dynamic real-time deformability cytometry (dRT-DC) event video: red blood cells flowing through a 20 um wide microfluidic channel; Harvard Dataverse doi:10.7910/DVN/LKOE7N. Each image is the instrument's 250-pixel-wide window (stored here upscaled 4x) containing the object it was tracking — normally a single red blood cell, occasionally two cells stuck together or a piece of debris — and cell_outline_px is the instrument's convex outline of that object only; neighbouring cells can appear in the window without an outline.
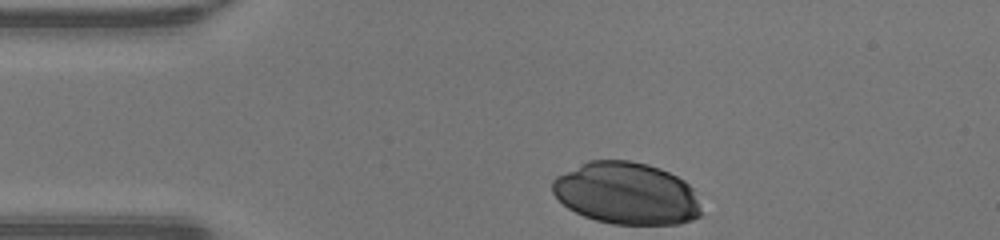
{"species": "human", "species_latin": "Homo sapiens", "temperature_condition": "warm", "stored_images_in_passage": 30, "camera_frame_rate_fps": 3000, "um_per_image_px": 0.085, "donor": {"sex": "male"}, "frame": {"image": 1, "passage_image": 1, "time_ms": 0.0, "image_size_px": [1000, 240], "cell_outline_px": [[700, 216], [692, 220], [680, 224], [612, 224], [596, 220], [584, 216], [568, 208], [552, 192], [552, 180], [556, 176], [588, 160], [632, 160], [648, 164], [660, 168], [684, 180], [692, 188], [700, 212]], "centroid_in_image_um": [53.22, 16.43], "position_along_channel_um": 31.8, "area_um2": 53.75}}
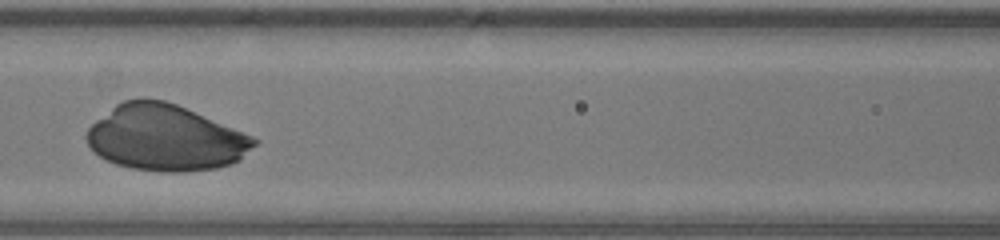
{"frame": {"image": 2, "passage_image": 13, "time_ms": 4.0, "image_size_px": [1000, 240], "cell_outline_px": [[260, 140], [240, 160], [216, 168], [184, 172], [164, 172], [132, 168], [116, 164], [104, 160], [88, 144], [84, 136], [88, 128], [96, 120], [116, 104], [124, 100], [164, 100], [176, 104], [252, 136]], "centroid_in_image_um": [14.05, 11.74], "position_along_channel_um": 152.6, "area_um2": 63.75}}
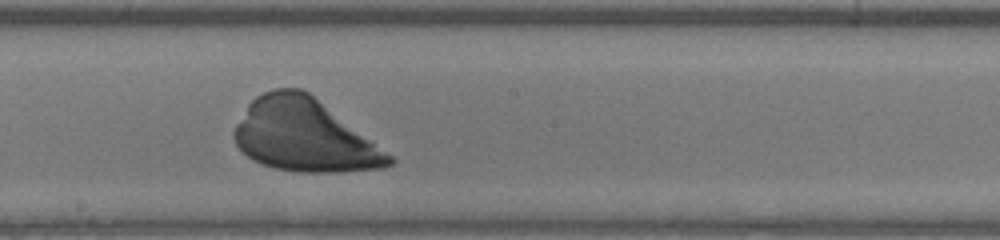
{"frame": {"image": 3, "passage_image": 18, "time_ms": 5.667, "image_size_px": [1000, 240], "cell_outline_px": [[396, 160], [392, 164], [384, 168], [340, 172], [300, 172], [276, 168], [252, 160], [236, 144], [232, 136], [236, 124], [248, 104], [256, 96], [272, 88], [300, 88], [308, 92], [392, 156]], "centroid_in_image_um": [25.83, 11.52], "position_along_channel_um": 222.4, "area_um2": 64.68}}